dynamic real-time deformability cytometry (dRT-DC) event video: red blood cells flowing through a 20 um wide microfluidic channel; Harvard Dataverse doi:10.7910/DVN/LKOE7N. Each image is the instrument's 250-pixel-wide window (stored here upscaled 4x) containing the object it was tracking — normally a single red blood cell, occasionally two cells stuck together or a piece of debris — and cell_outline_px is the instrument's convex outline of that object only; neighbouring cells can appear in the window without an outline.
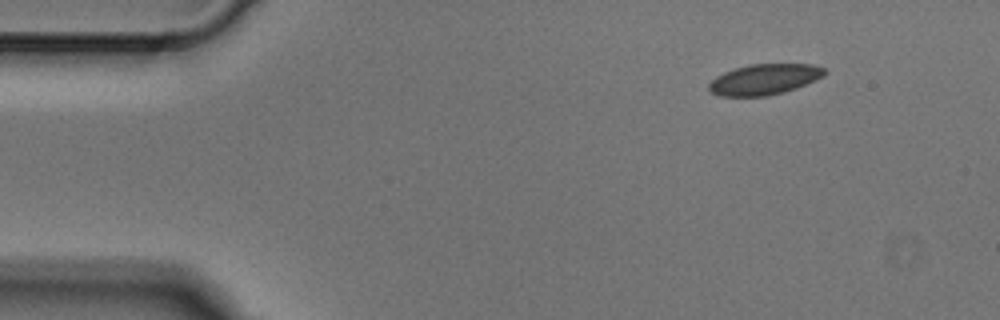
{"species": "Egyptian fruit bat (a non-hibernating species)", "species_latin": "Rousettus aegyptiacus", "temperature_condition": "cold", "stored_images_in_passage": 3, "camera_frame_rate_fps": 3000, "um_per_image_px": 0.085, "animal": {"sex": "male"}, "frame": {"image": 1, "passage_image": 1, "time_ms": 0.0, "image_size_px": [1000, 320], "cell_outline_px": [[828, 72], [824, 76], [816, 80], [796, 88], [784, 92], [768, 96], [720, 96], [708, 92], [708, 84], [716, 76], [724, 72], [736, 68], [752, 64], [812, 64], [824, 68]], "centroid_in_image_um": [64.97, 6.75], "position_along_channel_um": 20.0, "area_um2": 20.81}}